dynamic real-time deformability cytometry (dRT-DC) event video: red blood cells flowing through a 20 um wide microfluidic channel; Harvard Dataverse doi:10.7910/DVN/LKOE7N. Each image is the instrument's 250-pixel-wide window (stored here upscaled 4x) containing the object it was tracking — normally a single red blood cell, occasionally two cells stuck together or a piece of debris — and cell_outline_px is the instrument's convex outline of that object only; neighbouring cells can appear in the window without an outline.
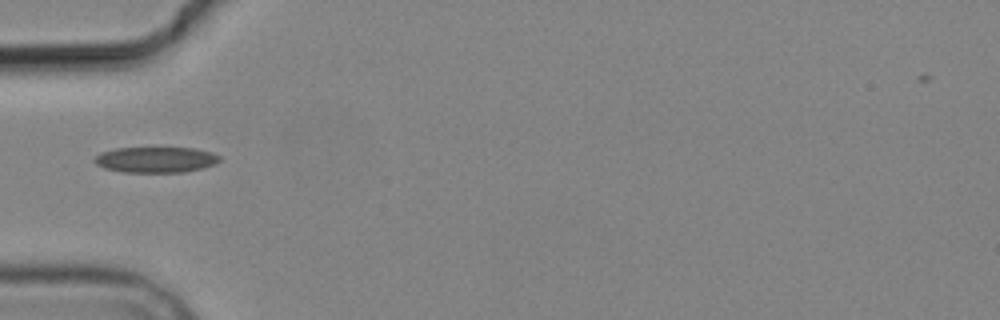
{"species": "common noctule bat (a hibernating species)", "species_latin": "Nyctalus noctula", "temperature_condition": "cold", "stored_images_in_passage": 1, "camera_frame_rate_fps": 3000, "um_per_image_px": 0.085, "animal": {"sex": "male", "body_mass_g": 19.2, "forearm_length_mm": 51.8}, "frame": {"image": 1, "passage_image": 1, "time_ms": 0.0, "image_size_px": [1000, 320], "cell_outline_px": [[220, 160], [216, 164], [204, 168], [184, 172], [124, 172], [104, 168], [96, 164], [92, 160], [100, 152], [116, 148], [196, 148], [212, 152], [220, 156]], "centroid_in_image_um": [13.26, 13.57], "position_along_channel_um": 71.7, "area_um2": 18.9}}